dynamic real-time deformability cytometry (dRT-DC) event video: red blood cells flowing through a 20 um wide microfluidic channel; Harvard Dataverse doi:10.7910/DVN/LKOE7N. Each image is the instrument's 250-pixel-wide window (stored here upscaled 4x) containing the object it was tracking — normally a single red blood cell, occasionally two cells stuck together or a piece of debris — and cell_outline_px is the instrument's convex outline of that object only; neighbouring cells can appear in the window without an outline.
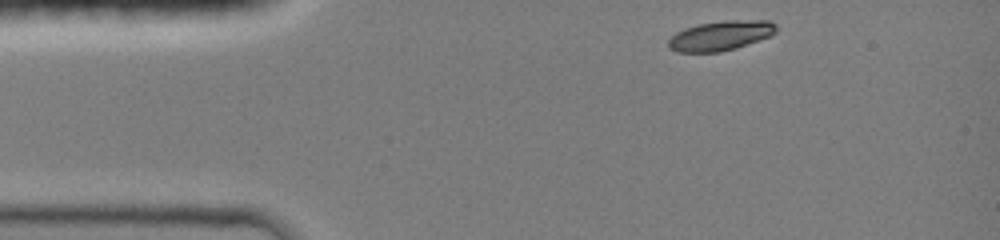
{"species": "common noctule bat (a hibernating species)", "species_latin": "Nyctalus noctula", "temperature_condition": "room temperature", "stored_images_in_passage": 36, "camera_frame_rate_fps": 3000, "um_per_image_px": 0.085, "animal": {"sex": "female", "body_mass_g": 19.0, "forearm_length_mm": 51.5}, "frame": {"image": 1, "passage_image": 1, "time_ms": 0.0, "image_size_px": [1000, 240], "cell_outline_px": [[776, 32], [772, 36], [736, 48], [720, 52], [676, 52], [668, 48], [668, 40], [676, 32], [684, 28], [700, 24], [724, 20], [772, 20], [776, 24]], "centroid_in_image_um": [61.27, 3.03], "position_along_channel_um": 23.7, "area_um2": 18.9}}
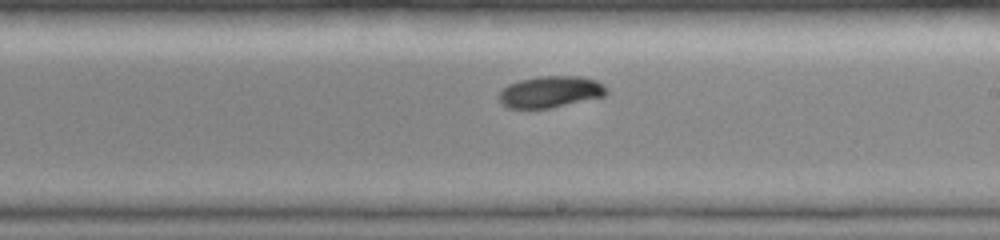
{"frame": {"image": 2, "passage_image": 21, "time_ms": 6.667, "image_size_px": [1000, 240], "cell_outline_px": [[608, 92], [604, 96], [552, 108], [508, 108], [500, 100], [500, 92], [508, 84], [520, 80], [540, 76], [580, 76], [596, 80], [604, 84], [608, 88]], "centroid_in_image_um": [46.84, 7.8], "position_along_channel_um": 242.2, "area_um2": 19.71}}
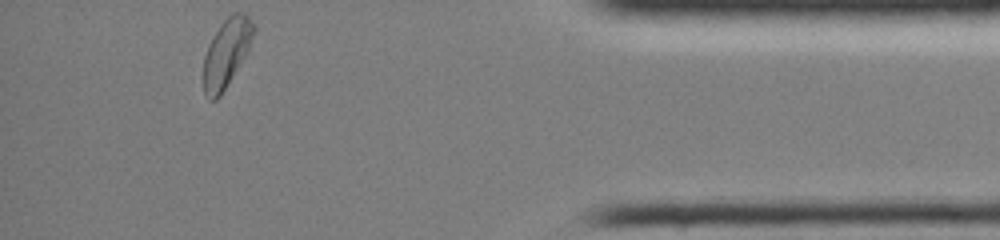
{"frame": {"image": 3, "passage_image": 36, "time_ms": 11.667, "image_size_px": [1000, 240], "cell_outline_px": [[256, 28], [248, 52], [220, 96], [216, 100], [208, 100], [204, 96], [204, 56], [208, 44], [212, 36], [220, 24], [232, 12], [244, 12], [248, 16]], "centroid_in_image_um": [19.25, 4.48], "position_along_channel_um": 415.9, "area_um2": 20.11}, "authors_computed_cell_mechanics": {"area_um2": 19.5942, "velocity_mm_per_s": 4.1405, "shape_relaxation_time_tau1_ms": 1.7871, "shape_relaxation_time_tau2_ms": null, "deformation_change_tau1": 0.1195, "deformation_change_tau2": null}}